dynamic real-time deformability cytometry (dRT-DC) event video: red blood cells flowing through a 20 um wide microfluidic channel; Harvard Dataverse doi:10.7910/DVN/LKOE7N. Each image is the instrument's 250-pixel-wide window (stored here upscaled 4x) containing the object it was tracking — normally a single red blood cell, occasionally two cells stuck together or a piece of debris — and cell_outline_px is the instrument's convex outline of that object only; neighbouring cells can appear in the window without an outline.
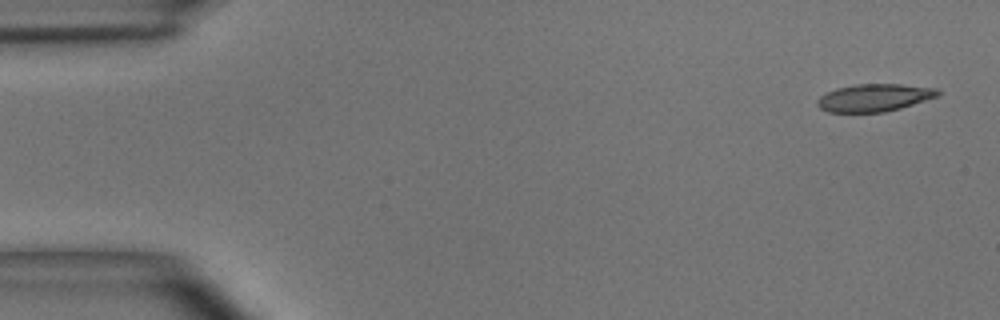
{"species": "common noctule bat (a hibernating species)", "species_latin": "Nyctalus noctula", "temperature_condition": "room temperature", "stored_images_in_passage": 5, "camera_frame_rate_fps": 3000, "um_per_image_px": 0.085, "animal": {"sex": "male", "body_mass_g": 15.6}, "frame": {"image": 1, "passage_image": 1, "time_ms": 0.0, "image_size_px": [1000, 320], "cell_outline_px": [[940, 96], [900, 108], [884, 112], [828, 112], [820, 108], [816, 104], [816, 100], [820, 96], [836, 88], [856, 84], [900, 84], [936, 88], [940, 92]], "centroid_in_image_um": [74.31, 8.3], "position_along_channel_um": 10.7, "area_um2": 19.36}}
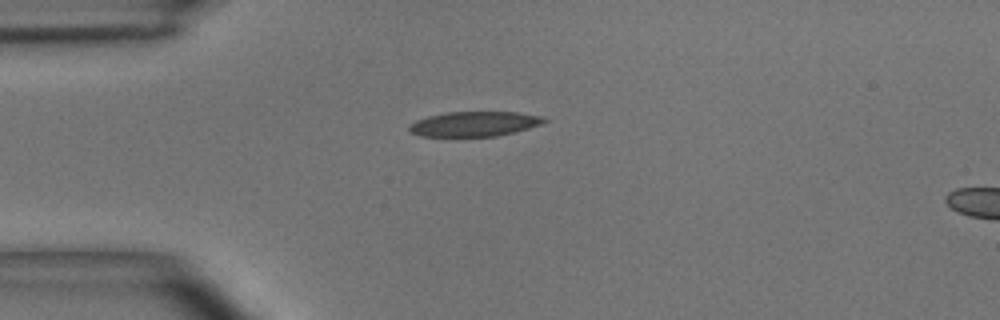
{"frame": {"image": 2, "passage_image": 4, "time_ms": 1.0, "image_size_px": [1000, 320], "cell_outline_px": [[548, 120], [540, 124], [528, 128], [496, 136], [420, 136], [408, 132], [408, 128], [416, 120], [428, 116], [444, 112], [516, 112], [544, 116]], "centroid_in_image_um": [40.3, 10.52], "position_along_channel_um": 44.7, "area_um2": 19.48}}